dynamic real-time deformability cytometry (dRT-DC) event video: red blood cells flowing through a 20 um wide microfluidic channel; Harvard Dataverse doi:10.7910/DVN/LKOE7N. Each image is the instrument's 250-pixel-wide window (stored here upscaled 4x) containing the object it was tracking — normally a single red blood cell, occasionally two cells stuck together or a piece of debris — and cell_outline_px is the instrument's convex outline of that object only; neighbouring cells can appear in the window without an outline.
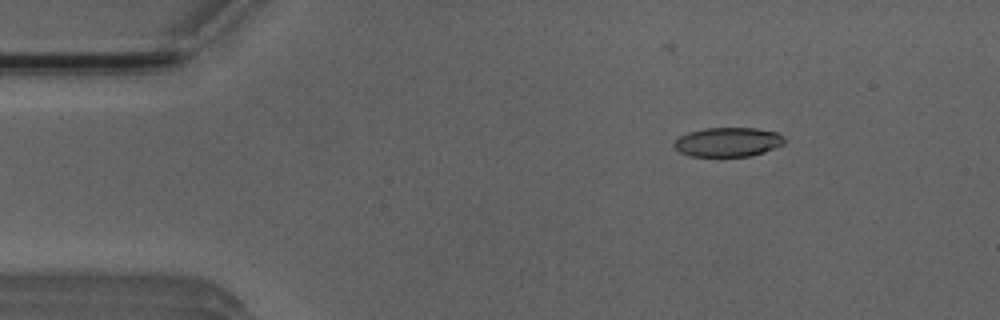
{"species": "Egyptian fruit bat (a non-hibernating species)", "species_latin": "Rousettus aegyptiacus", "temperature_condition": "room temperature", "stored_images_in_passage": 4, "camera_frame_rate_fps": 3000, "um_per_image_px": 0.085, "animal": {"sex": "male"}, "frame": {"image": 1, "passage_image": 2, "time_ms": 1.0, "image_size_px": [1000, 320], "cell_outline_px": [[788, 140], [784, 144], [764, 152], [752, 156], [688, 156], [680, 152], [672, 144], [680, 136], [688, 132], [704, 128], [756, 128], [776, 132], [784, 136]], "centroid_in_image_um": [61.9, 12.07], "position_along_channel_um": 23.1, "area_um2": 18.96}}